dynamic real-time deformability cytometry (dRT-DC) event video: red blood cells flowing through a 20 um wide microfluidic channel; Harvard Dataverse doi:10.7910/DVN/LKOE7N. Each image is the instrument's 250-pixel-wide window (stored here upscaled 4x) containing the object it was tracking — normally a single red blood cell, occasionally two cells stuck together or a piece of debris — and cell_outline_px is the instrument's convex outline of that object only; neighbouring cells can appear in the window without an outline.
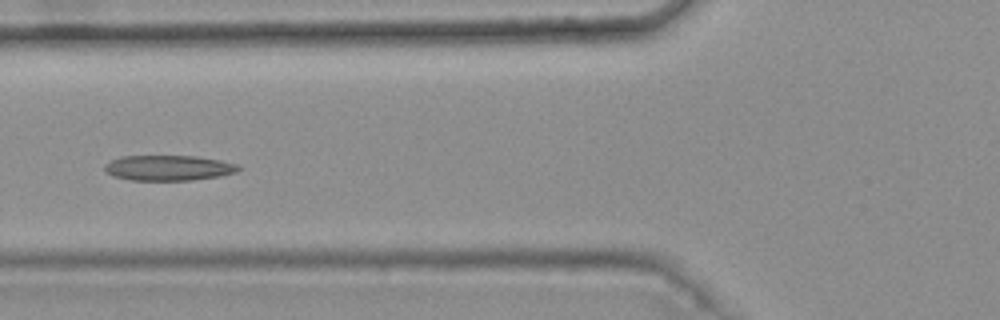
{"species": "common noctule bat (a hibernating species)", "species_latin": "Nyctalus noctula", "temperature_condition": "warm", "stored_images_in_passage": 6, "camera_frame_rate_fps": 3000, "um_per_image_px": 0.085, "animal": {"sex": "female", "body_mass_g": 25.1}, "frame": {"image": 1, "passage_image": 6, "time_ms": 1.667, "image_size_px": [1000, 320], "cell_outline_px": [[240, 168], [236, 172], [220, 176], [192, 180], [132, 180], [112, 176], [104, 168], [104, 164], [108, 160], [120, 156], [196, 156], [220, 160], [236, 164]], "centroid_in_image_um": [14.28, 14.26], "position_along_channel_um": 111.5, "area_um2": 19.77}}